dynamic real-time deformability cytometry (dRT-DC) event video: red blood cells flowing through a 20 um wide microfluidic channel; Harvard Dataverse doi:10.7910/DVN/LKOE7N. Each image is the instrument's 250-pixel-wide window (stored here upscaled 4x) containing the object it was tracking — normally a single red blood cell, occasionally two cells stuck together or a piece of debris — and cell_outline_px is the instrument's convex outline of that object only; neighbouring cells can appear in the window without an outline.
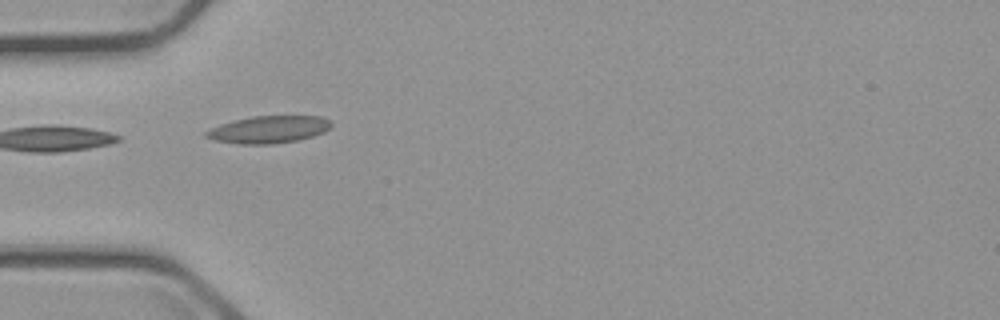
{"species": "common noctule bat (a hibernating species)", "species_latin": "Nyctalus noctula", "temperature_condition": "cold", "stored_images_in_passage": 6, "camera_frame_rate_fps": 3000, "um_per_image_px": 0.085, "animal": {"sex": "male", "body_mass_g": 23.1, "forearm_length_mm": 52.7}, "frame": {"image": 1, "passage_image": 3, "time_ms": 2.333, "image_size_px": [1000, 320], "cell_outline_px": [[332, 124], [324, 132], [312, 136], [296, 140], [272, 144], [240, 144], [216, 140], [204, 136], [204, 132], [220, 124], [232, 120], [252, 116], [320, 116], [328, 120]], "centroid_in_image_um": [22.81, 11.0], "position_along_channel_um": 62.2, "area_um2": 19.71}}
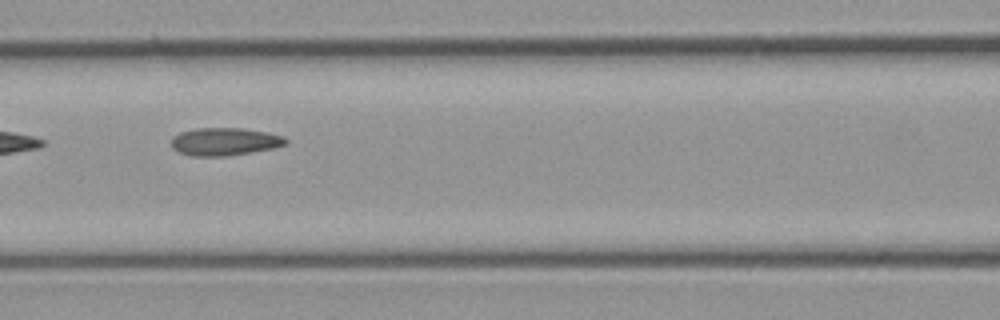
{"frame": {"image": 2, "passage_image": 5, "time_ms": 4.667, "image_size_px": [1000, 320], "cell_outline_px": [[288, 144], [272, 148], [252, 152], [224, 156], [192, 156], [180, 152], [172, 148], [172, 136], [180, 132], [196, 128], [240, 128], [268, 132], [284, 136], [288, 140]], "centroid_in_image_um": [19.11, 12.03], "position_along_channel_um": 147.5, "area_um2": 18.55}}
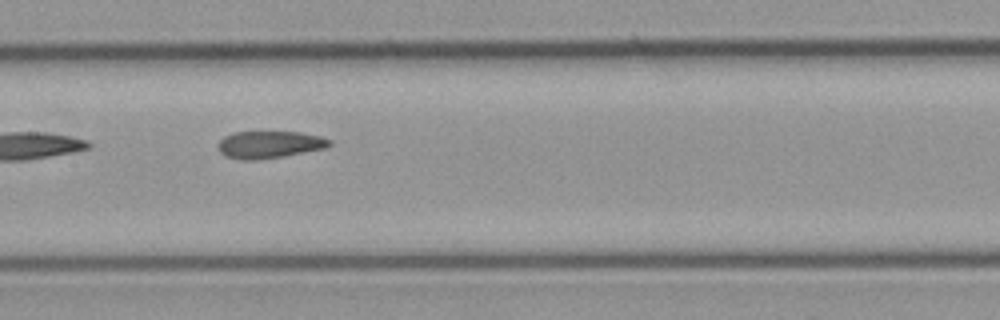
{"frame": {"image": 3, "passage_image": 6, "time_ms": 5.667, "image_size_px": [1000, 320], "cell_outline_px": [[332, 144], [328, 148], [284, 156], [252, 160], [244, 160], [228, 156], [220, 152], [220, 140], [224, 136], [232, 132], [300, 132], [320, 136], [332, 140]], "centroid_in_image_um": [22.97, 12.28], "position_along_channel_um": 184.4, "area_um2": 17.57}}